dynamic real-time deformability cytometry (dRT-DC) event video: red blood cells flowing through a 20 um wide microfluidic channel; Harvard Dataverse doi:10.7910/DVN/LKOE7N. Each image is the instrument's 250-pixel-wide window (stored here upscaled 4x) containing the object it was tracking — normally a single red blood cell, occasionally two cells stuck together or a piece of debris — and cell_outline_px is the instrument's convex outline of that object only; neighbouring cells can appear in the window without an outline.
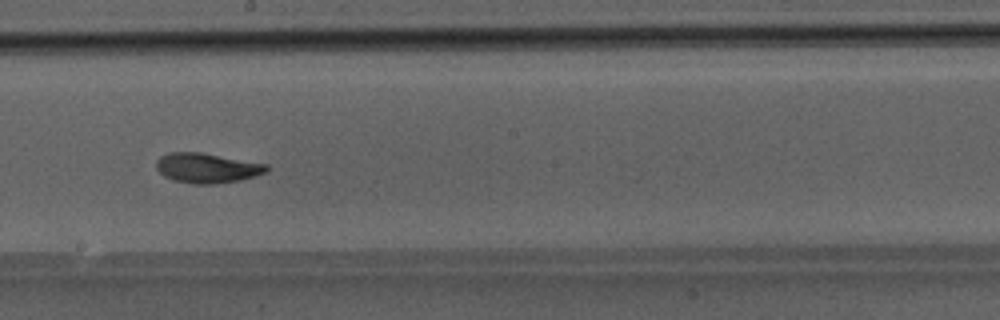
{"species": "Egyptian fruit bat (a non-hibernating species)", "species_latin": "Rousettus aegyptiacus", "temperature_condition": "room temperature", "stored_images_in_passage": 32, "camera_frame_rate_fps": 3000, "um_per_image_px": 0.085, "animal": {"sex": "male"}, "frame": {"image": 1, "passage_image": 28, "time_ms": 9.0, "image_size_px": [1000, 320], "cell_outline_px": [[268, 172], [256, 176], [240, 180], [216, 184], [192, 184], [172, 180], [164, 176], [156, 168], [156, 160], [160, 156], [168, 152], [200, 152], [268, 164]], "centroid_in_image_um": [17.59, 14.28], "position_along_channel_um": 230.6, "area_um2": 19.42}}